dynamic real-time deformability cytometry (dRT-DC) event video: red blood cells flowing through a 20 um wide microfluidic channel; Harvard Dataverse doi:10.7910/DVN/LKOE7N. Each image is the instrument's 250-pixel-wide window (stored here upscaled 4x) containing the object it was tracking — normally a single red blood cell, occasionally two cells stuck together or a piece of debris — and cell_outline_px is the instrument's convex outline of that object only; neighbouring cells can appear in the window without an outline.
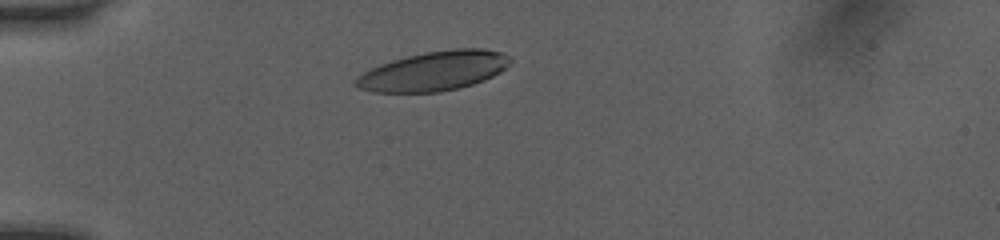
{"species": "human", "species_latin": "Homo sapiens", "temperature_condition": "room temperature", "stored_images_in_passage": 30, "camera_frame_rate_fps": 3000, "um_per_image_px": 0.085, "donor": {"sex": "female"}, "frame": {"image": 1, "passage_image": 1, "time_ms": 0.0, "image_size_px": [1000, 240], "cell_outline_px": [[512, 60], [500, 72], [484, 80], [460, 88], [440, 92], [372, 92], [356, 88], [352, 84], [352, 80], [356, 76], [380, 64], [392, 60], [424, 52], [456, 48], [484, 48], [500, 52], [508, 56]], "centroid_in_image_um": [36.82, 6.04], "position_along_channel_um": 48.2, "area_um2": 35.6}}
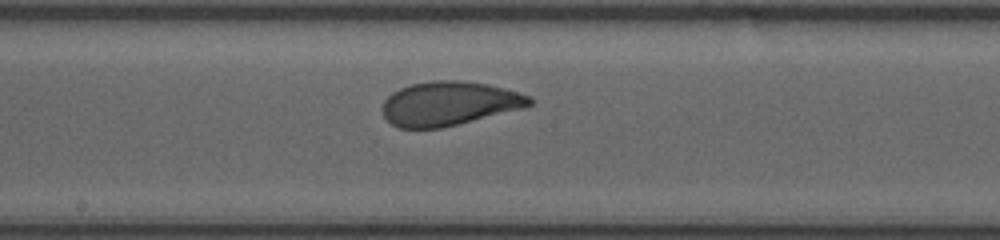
{"frame": {"image": 2, "passage_image": 15, "time_ms": 4.667, "image_size_px": [1000, 240], "cell_outline_px": [[532, 104], [524, 108], [440, 128], [400, 128], [392, 124], [384, 116], [380, 108], [384, 100], [392, 92], [400, 88], [412, 84], [432, 80], [460, 80], [488, 84], [504, 88], [532, 96]], "centroid_in_image_um": [38.16, 8.79], "position_along_channel_um": 210.0, "area_um2": 37.8}}
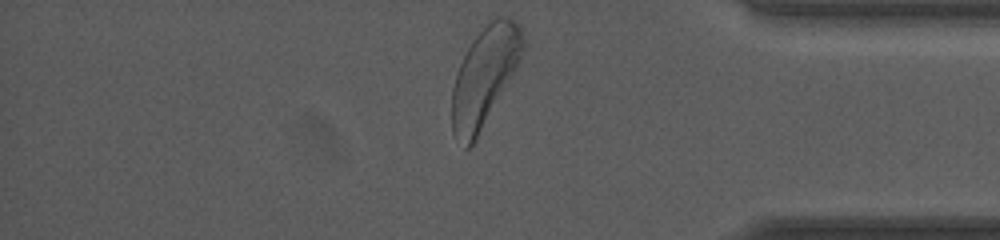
{"frame": {"image": 3, "passage_image": 30, "time_ms": 9.667, "image_size_px": [1000, 240], "cell_outline_px": [[524, 48], [520, 60], [516, 68], [472, 144], [468, 148], [464, 148], [452, 132], [452, 88], [456, 72], [472, 40], [488, 20], [500, 16], [508, 16], [516, 20], [520, 24], [524, 40]], "centroid_in_image_um": [41.18, 6.42], "position_along_channel_um": 394.0, "area_um2": 40.4}, "authors_computed_cell_mechanics": {"area_um2": 37.7145, "velocity_mm_per_s": 4.0388, "shape_relaxation_time_tau1_ms": 2.5317, "shape_relaxation_time_tau2_ms": 0.9241, "deformation_change_tau1": 0.1453, "deformation_change_tau2": 0.076}}